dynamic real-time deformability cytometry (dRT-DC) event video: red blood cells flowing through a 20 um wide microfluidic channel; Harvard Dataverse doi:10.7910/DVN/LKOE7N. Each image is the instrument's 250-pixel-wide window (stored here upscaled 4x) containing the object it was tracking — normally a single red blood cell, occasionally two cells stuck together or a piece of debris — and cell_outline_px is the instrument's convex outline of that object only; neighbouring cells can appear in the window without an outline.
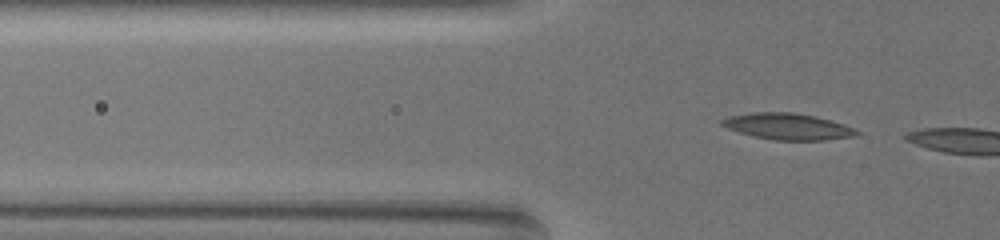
{"species": "common noctule bat (a hibernating species)", "species_latin": "Nyctalus noctula", "temperature_condition": "warm", "stored_images_in_passage": 5, "camera_frame_rate_fps": 3000, "um_per_image_px": 0.085, "animal": {"sex": "female", "body_mass_g": 19.5, "forearm_length_mm": 54.1}, "frame": {"image": 1, "passage_image": 3, "time_ms": 0.667, "image_size_px": [1000, 240], "cell_outline_px": [[860, 132], [856, 136], [824, 140], [772, 140], [752, 136], [728, 128], [720, 124], [720, 120], [728, 116], [752, 112], [792, 112], [816, 116], [832, 120], [844, 124]], "centroid_in_image_um": [66.95, 10.74], "position_along_channel_um": 58.9, "area_um2": 20.75}}